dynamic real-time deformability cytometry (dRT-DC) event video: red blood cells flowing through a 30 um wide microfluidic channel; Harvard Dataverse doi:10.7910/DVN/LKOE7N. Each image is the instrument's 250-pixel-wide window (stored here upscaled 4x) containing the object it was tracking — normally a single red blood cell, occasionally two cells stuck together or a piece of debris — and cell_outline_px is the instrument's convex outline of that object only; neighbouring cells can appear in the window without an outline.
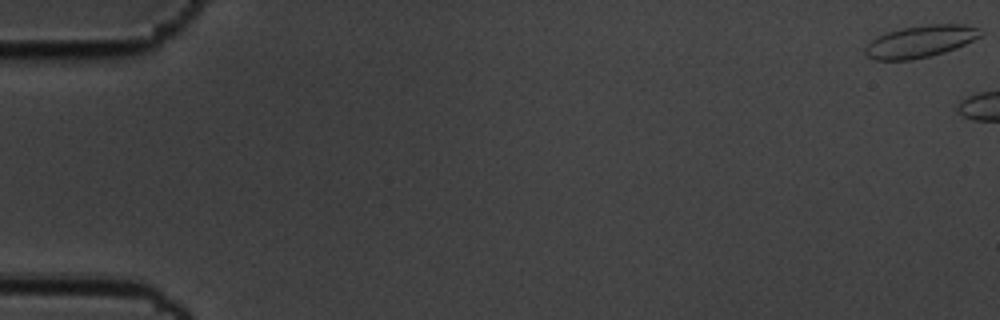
{"species": "common noctule bat (a hibernating species)", "species_latin": "Nyctalus noctula", "temperature_condition": "cold", "stored_images_in_passage": 6, "camera_frame_rate_fps": 3000, "um_per_image_px": 0.085, "animal": {"sex": "male", "body_mass_g": 19.5, "forearm_length_mm": 54.6}, "frame": {"image": 1, "passage_image": 1, "time_ms": 0.0, "image_size_px": [1000, 320], "cell_outline_px": [[980, 36], [956, 48], [944, 52], [912, 60], [876, 60], [868, 56], [864, 52], [864, 48], [872, 40], [888, 32], [904, 28], [932, 24], [964, 24], [980, 28]], "centroid_in_image_um": [78.23, 3.53], "position_along_channel_um": 6.8, "area_um2": 21.1}}